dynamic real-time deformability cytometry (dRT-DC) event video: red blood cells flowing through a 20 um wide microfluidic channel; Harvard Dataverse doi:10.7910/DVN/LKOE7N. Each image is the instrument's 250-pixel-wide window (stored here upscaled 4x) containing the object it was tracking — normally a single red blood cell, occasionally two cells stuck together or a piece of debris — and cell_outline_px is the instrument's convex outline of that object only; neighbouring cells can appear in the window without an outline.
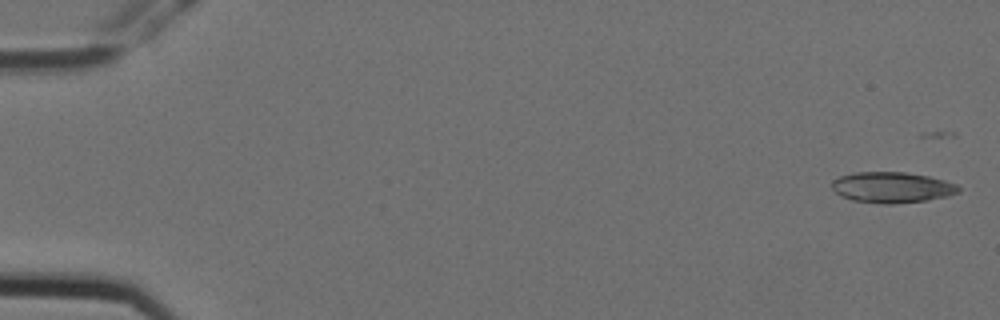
{"species": "Egyptian fruit bat (a non-hibernating species)", "species_latin": "Rousettus aegyptiacus", "temperature_condition": "cold", "stored_images_in_passage": 6, "camera_frame_rate_fps": 3000, "um_per_image_px": 0.085, "animal": {"sex": "female"}, "frame": {"image": 1, "passage_image": 1, "time_ms": 0.0, "image_size_px": [1000, 320], "cell_outline_px": [[960, 192], [948, 196], [928, 200], [892, 204], [880, 204], [852, 200], [840, 196], [832, 188], [832, 180], [840, 176], [856, 172], [904, 172], [928, 176], [944, 180], [956, 184], [960, 188]], "centroid_in_image_um": [75.82, 15.93], "position_along_channel_um": 9.2, "area_um2": 22.83}}
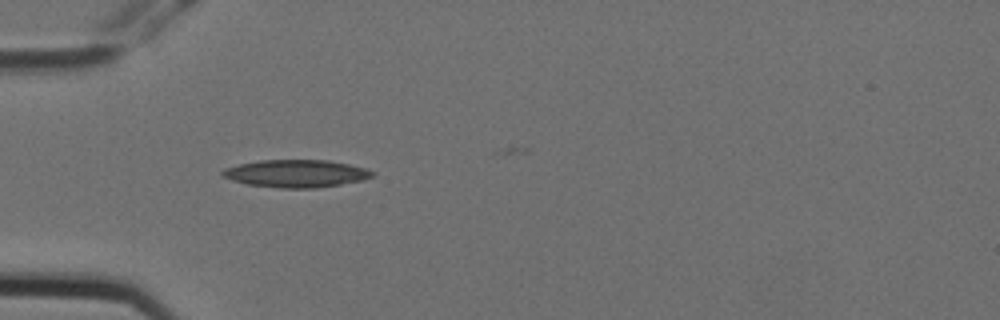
{"frame": {"image": 2, "passage_image": 5, "time_ms": 1.333, "image_size_px": [1000, 320], "cell_outline_px": [[376, 172], [372, 176], [364, 180], [316, 188], [280, 188], [248, 184], [232, 180], [220, 176], [220, 172], [224, 168], [240, 164], [260, 160], [328, 160], [348, 164], [364, 168]], "centroid_in_image_um": [25.15, 14.75], "position_along_channel_um": 59.9, "area_um2": 24.04}}
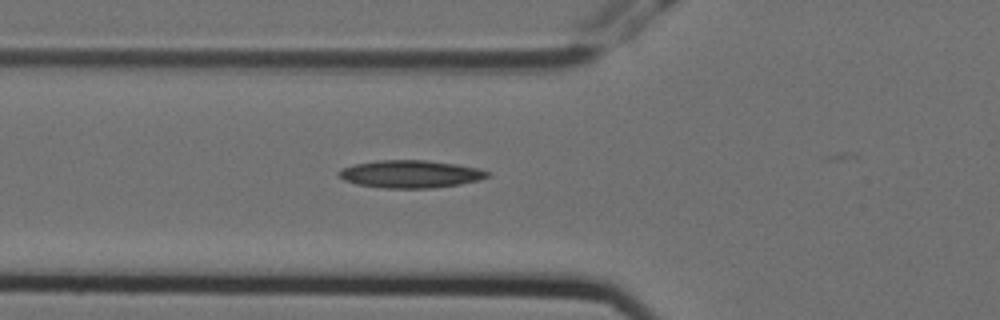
{"frame": {"image": 3, "passage_image": 6, "time_ms": 1.667, "image_size_px": [1000, 320], "cell_outline_px": [[488, 176], [480, 180], [460, 184], [432, 188], [384, 188], [356, 184], [344, 180], [336, 172], [340, 168], [356, 164], [376, 160], [424, 160], [456, 164], [476, 168], [488, 172]], "centroid_in_image_um": [34.84, 14.79], "position_along_channel_um": 91.0, "area_um2": 23.81}}